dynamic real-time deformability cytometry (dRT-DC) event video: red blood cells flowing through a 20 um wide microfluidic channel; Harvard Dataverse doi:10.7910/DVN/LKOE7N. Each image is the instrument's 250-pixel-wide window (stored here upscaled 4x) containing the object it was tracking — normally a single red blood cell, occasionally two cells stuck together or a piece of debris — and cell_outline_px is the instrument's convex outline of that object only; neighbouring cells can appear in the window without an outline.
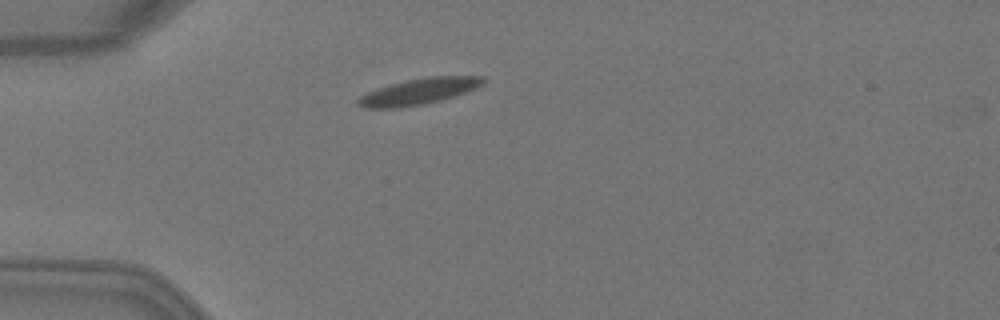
{"species": "Egyptian fruit bat (a non-hibernating species)", "species_latin": "Rousettus aegyptiacus", "temperature_condition": "warm", "stored_images_in_passage": 2, "camera_frame_rate_fps": 3000, "um_per_image_px": 0.085, "animal": {"sex": "female"}, "frame": {"image": 1, "passage_image": 1, "time_ms": 0.0, "image_size_px": [1000, 320], "cell_outline_px": [[484, 84], [476, 88], [440, 100], [424, 104], [396, 108], [364, 108], [356, 104], [356, 100], [360, 96], [368, 92], [392, 84], [408, 80], [428, 76], [484, 76]], "centroid_in_image_um": [35.59, 7.77], "position_along_channel_um": 49.4, "area_um2": 18.73}}